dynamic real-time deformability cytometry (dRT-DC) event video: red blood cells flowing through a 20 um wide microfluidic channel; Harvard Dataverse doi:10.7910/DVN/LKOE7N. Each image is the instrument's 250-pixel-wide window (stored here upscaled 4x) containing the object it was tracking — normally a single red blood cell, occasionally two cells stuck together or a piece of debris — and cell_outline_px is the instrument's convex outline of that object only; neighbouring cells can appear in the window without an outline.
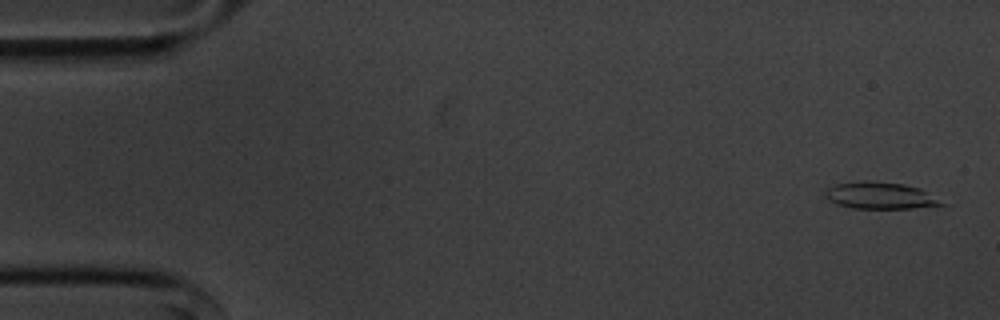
{"species": "common noctule bat (a hibernating species)", "species_latin": "Nyctalus noctula", "temperature_condition": "cold", "stored_images_in_passage": 55, "camera_frame_rate_fps": 3000, "um_per_image_px": 0.085, "animal": {"sex": "male", "body_mass_g": 20.1, "forearm_length_mm": 53.5}, "frame": {"image": 1, "passage_image": 2, "time_ms": 0.333, "image_size_px": [1000, 320], "cell_outline_px": [[944, 204], [912, 208], [852, 208], [836, 204], [828, 200], [824, 196], [824, 192], [828, 188], [836, 184], [864, 180], [868, 180], [904, 184], [920, 188]], "centroid_in_image_um": [74.71, 16.61], "position_along_channel_um": 10.3, "area_um2": 17.92}}
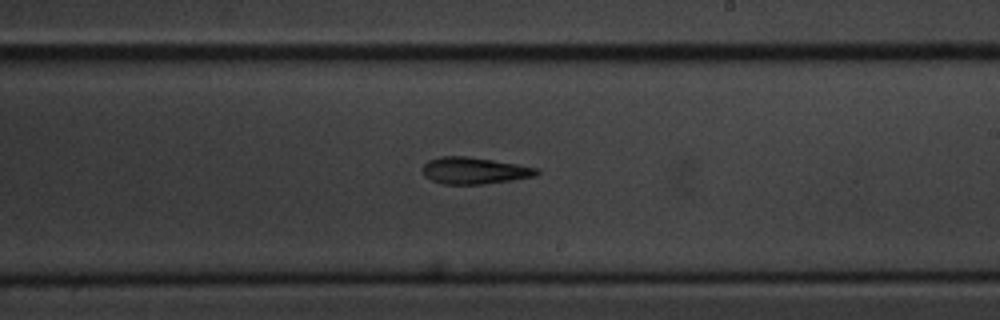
{"frame": {"image": 2, "passage_image": 32, "time_ms": 10.333, "image_size_px": [1000, 320], "cell_outline_px": [[540, 172], [536, 176], [512, 180], [480, 184], [444, 184], [432, 180], [424, 176], [420, 168], [428, 160], [440, 156], [468, 156], [516, 164], [536, 168]], "centroid_in_image_um": [40.26, 14.5], "position_along_channel_um": 248.7, "area_um2": 17.74}}
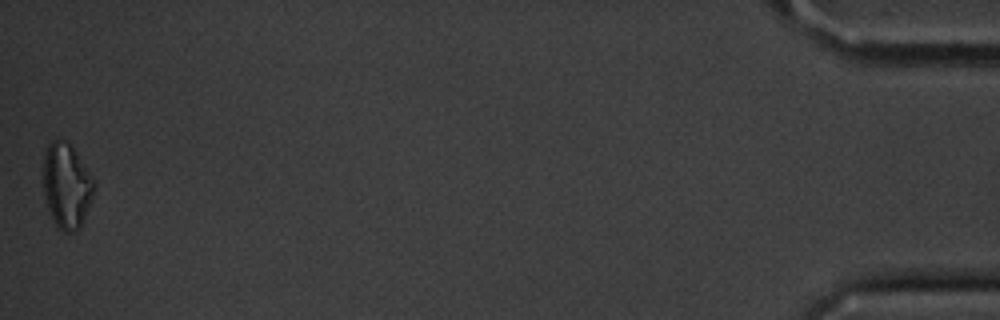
{"frame": {"image": 3, "passage_image": 55, "time_ms": 18.0, "image_size_px": [1000, 320], "cell_outline_px": [[96, 184], [80, 228], [76, 232], [64, 232], [56, 228], [48, 208], [44, 196], [44, 156], [48, 144], [52, 140], [64, 140], [72, 148], [96, 180]], "centroid_in_image_um": [5.66, 15.82], "position_along_channel_um": 429.5, "area_um2": 24.97}, "authors_computed_cell_mechanics": {"area_um2": 18.496, "velocity_mm_per_s": 3.597, "shape_relaxation_time_tau1_ms": 5.5462, "shape_relaxation_time_tau2_ms": 6.1373, "deformation_change_tau1": 0.1376, "deformation_change_tau2": 0.1714}}